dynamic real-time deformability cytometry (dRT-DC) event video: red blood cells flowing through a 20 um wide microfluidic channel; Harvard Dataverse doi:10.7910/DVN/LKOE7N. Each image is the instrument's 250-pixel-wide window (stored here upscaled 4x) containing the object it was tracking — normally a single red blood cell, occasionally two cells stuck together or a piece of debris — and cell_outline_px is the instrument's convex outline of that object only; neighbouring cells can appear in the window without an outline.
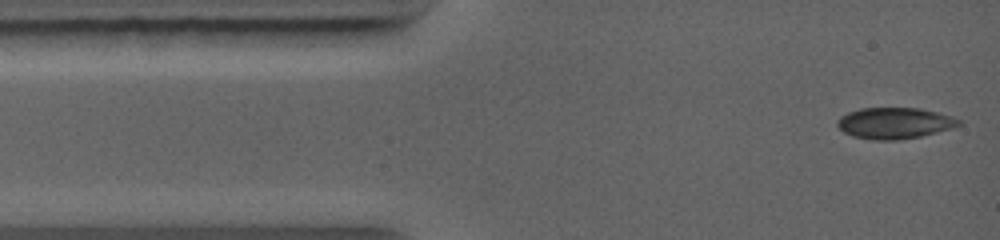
{"species": "common noctule bat (a hibernating species)", "species_latin": "Nyctalus noctula", "temperature_condition": "warm", "stored_images_in_passage": 42, "camera_frame_rate_fps": 5000, "um_per_image_px": 0.085, "animal": {"sex": "female", "body_mass_g": 19.0, "forearm_length_mm": 56.7}, "frame": {"image": 1, "passage_image": 1, "time_ms": 0.0, "image_size_px": [1000, 240], "cell_outline_px": [[960, 124], [952, 128], [920, 136], [896, 140], [872, 140], [852, 136], [844, 132], [836, 124], [836, 120], [840, 116], [848, 112], [860, 108], [920, 108], [952, 116], [960, 120]], "centroid_in_image_um": [75.99, 10.46], "position_along_channel_um": 9.0, "area_um2": 22.02}}
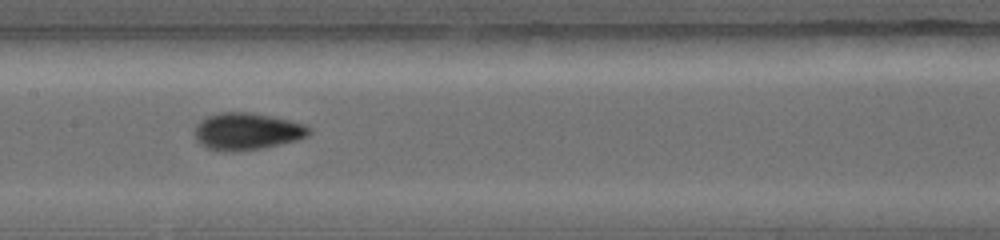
{"frame": {"image": 2, "passage_image": 19, "time_ms": 5.0, "image_size_px": [1000, 240], "cell_outline_px": [[312, 132], [308, 136], [300, 140], [260, 148], [236, 152], [208, 148], [200, 144], [196, 140], [192, 132], [196, 124], [200, 120], [208, 116], [220, 112], [248, 112], [272, 116], [304, 124], [312, 128]], "centroid_in_image_um": [20.99, 11.16], "position_along_channel_um": 186.4, "area_um2": 24.91}}
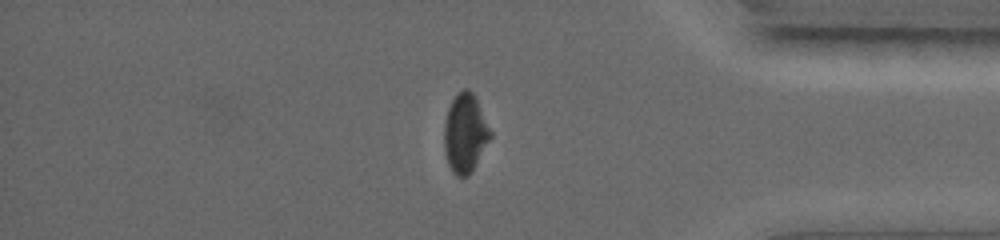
{"frame": {"image": 3, "passage_image": 36, "time_ms": 9.8, "image_size_px": [1000, 240], "cell_outline_px": [[492, 136], [472, 172], [468, 176], [456, 176], [452, 172], [448, 164], [444, 152], [444, 124], [448, 108], [456, 92], [464, 88], [468, 88], [476, 96], [492, 132]], "centroid_in_image_um": [39.54, 11.31], "position_along_channel_um": 395.7, "area_um2": 21.62}}